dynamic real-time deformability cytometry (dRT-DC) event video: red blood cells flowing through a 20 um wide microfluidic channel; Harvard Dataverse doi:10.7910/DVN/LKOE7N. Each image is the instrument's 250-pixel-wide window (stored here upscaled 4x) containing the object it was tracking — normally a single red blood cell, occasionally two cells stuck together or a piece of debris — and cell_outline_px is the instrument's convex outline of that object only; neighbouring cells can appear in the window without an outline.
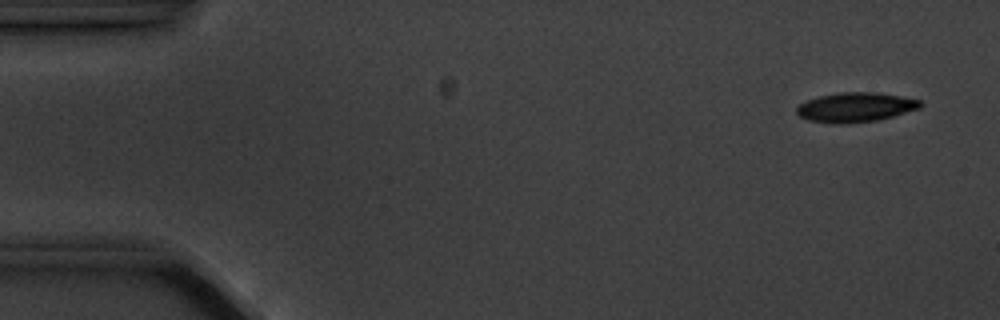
{"species": "common noctule bat (a hibernating species)", "species_latin": "Nyctalus noctula", "temperature_condition": "cold", "stored_images_in_passage": 6, "camera_frame_rate_fps": 3000, "um_per_image_px": 0.085, "animal": {"sex": "male", "body_mass_g": 20.1, "forearm_length_mm": 53.5}, "frame": {"image": 1, "passage_image": 1, "time_ms": 0.0, "image_size_px": [1000, 320], "cell_outline_px": [[924, 104], [920, 108], [892, 116], [876, 120], [848, 124], [836, 124], [808, 120], [800, 116], [796, 112], [796, 108], [800, 104], [808, 100], [820, 96], [840, 92], [876, 92], [900, 96], [920, 100]], "centroid_in_image_um": [72.72, 9.12], "position_along_channel_um": 12.3, "area_um2": 21.21}}
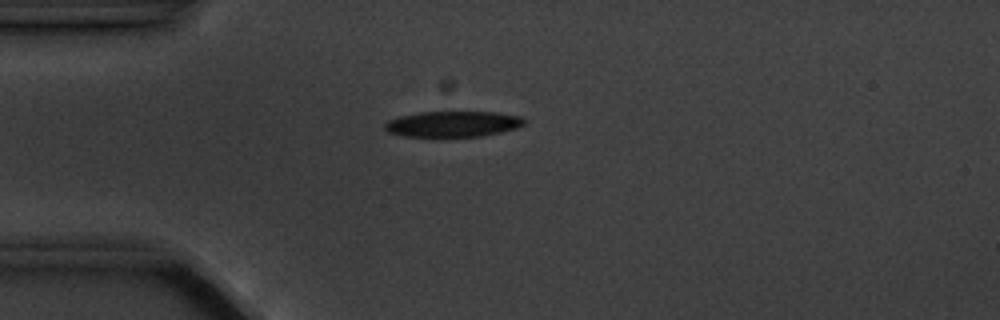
{"frame": {"image": 2, "passage_image": 4, "time_ms": 3.667, "image_size_px": [1000, 320], "cell_outline_px": [[524, 124], [516, 128], [500, 132], [480, 136], [404, 136], [388, 132], [384, 128], [384, 124], [388, 120], [400, 116], [420, 112], [500, 112], [520, 116], [524, 120]], "centroid_in_image_um": [38.48, 10.53], "position_along_channel_um": 46.5, "area_um2": 20.75}}